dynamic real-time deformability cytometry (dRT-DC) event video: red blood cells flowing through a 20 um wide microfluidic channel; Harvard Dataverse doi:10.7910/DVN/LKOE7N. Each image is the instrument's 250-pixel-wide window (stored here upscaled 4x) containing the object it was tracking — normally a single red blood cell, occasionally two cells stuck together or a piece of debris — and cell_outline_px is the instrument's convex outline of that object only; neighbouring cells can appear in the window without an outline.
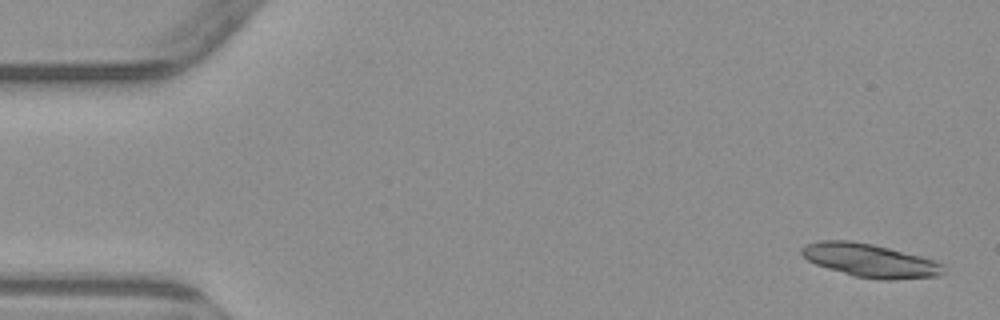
{"species": "common noctule bat (a hibernating species)", "species_latin": "Nyctalus noctula", "temperature_condition": "warm", "stored_images_in_passage": 7, "camera_frame_rate_fps": 3000, "um_per_image_px": 0.085, "animal": {"sex": "male", "body_mass_g": 23.1, "forearm_length_mm": 52.7}, "frame": {"image": 1, "passage_image": 1, "time_ms": 0.0, "image_size_px": [1000, 320], "cell_outline_px": [[944, 272], [940, 276], [892, 280], [880, 280], [852, 276], [816, 264], [808, 260], [800, 252], [800, 248], [808, 244], [820, 240], [852, 240], [872, 244], [920, 256], [944, 264]], "centroid_in_image_um": [73.96, 22.15], "position_along_channel_um": 11.0, "area_um2": 27.57}}
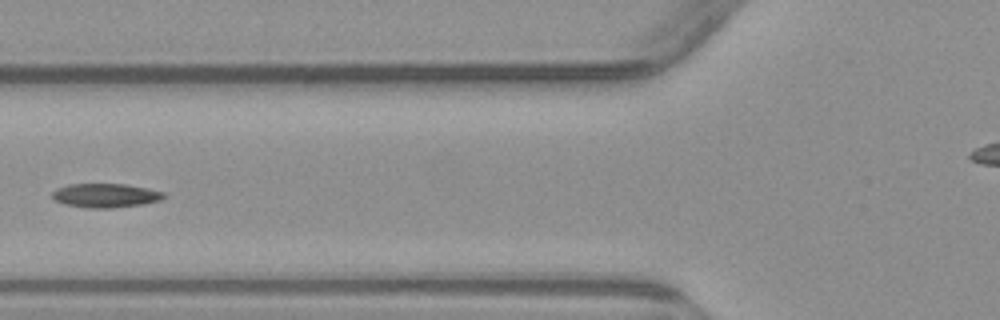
{"frame": {"image": 2, "passage_image": 6, "time_ms": 6.333, "image_size_px": [1000, 320], "cell_outline_px": [[168, 196], [160, 200], [140, 204], [112, 208], [88, 208], [64, 204], [56, 200], [52, 196], [52, 192], [56, 188], [68, 184], [124, 184], [148, 188], [164, 192]], "centroid_in_image_um": [8.97, 16.61], "position_along_channel_um": 116.8, "area_um2": 15.61}}
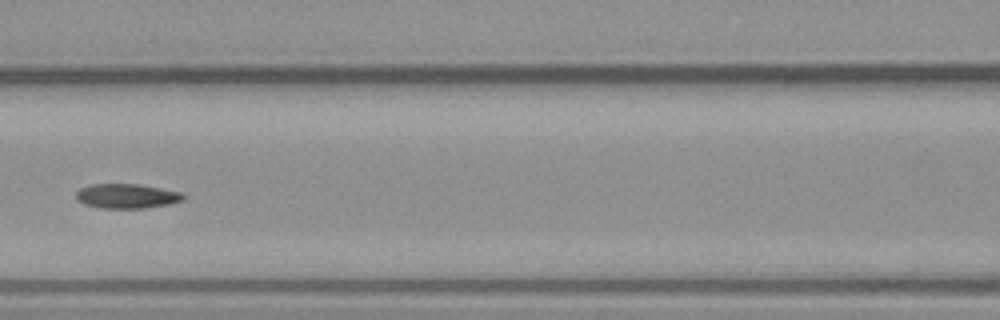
{"frame": {"image": 3, "passage_image": 7, "time_ms": 7.333, "image_size_px": [1000, 320], "cell_outline_px": [[184, 200], [172, 204], [144, 208], [100, 208], [84, 204], [76, 196], [76, 192], [80, 188], [92, 184], [136, 184], [160, 188], [180, 192], [184, 196]], "centroid_in_image_um": [10.79, 16.67], "position_along_channel_um": 155.8, "area_um2": 15.26}}